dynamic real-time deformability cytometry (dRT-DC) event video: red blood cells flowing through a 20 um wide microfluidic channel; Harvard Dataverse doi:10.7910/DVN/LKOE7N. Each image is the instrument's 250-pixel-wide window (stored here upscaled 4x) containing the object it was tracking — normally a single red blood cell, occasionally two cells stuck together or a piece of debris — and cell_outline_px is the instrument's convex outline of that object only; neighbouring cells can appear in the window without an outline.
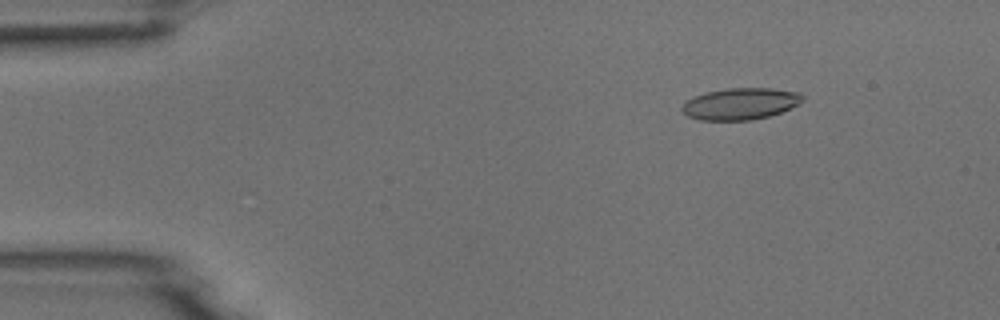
{"species": "common noctule bat (a hibernating species)", "species_latin": "Nyctalus noctula", "temperature_condition": "room temperature", "stored_images_in_passage": 48, "camera_frame_rate_fps": 3000, "um_per_image_px": 0.085, "animal": {"sex": "male", "body_mass_g": 18.8}, "frame": {"image": 1, "passage_image": 2, "time_ms": 0.333, "image_size_px": [1000, 320], "cell_outline_px": [[804, 100], [780, 112], [768, 116], [752, 120], [700, 120], [688, 116], [680, 108], [684, 100], [692, 96], [704, 92], [728, 88], [772, 88], [800, 92], [804, 96]], "centroid_in_image_um": [62.88, 8.81], "position_along_channel_um": 22.1, "area_um2": 22.37}}
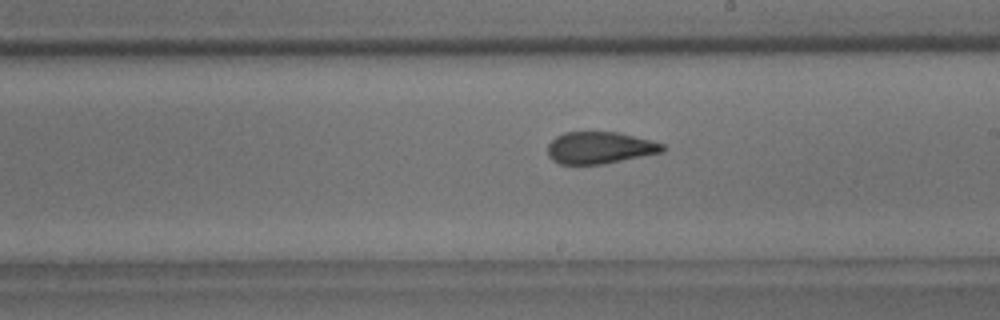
{"frame": {"image": 2, "passage_image": 25, "time_ms": 8.0, "image_size_px": [1000, 320], "cell_outline_px": [[668, 148], [664, 152], [604, 164], [560, 164], [552, 160], [548, 156], [548, 144], [556, 136], [564, 132], [620, 132], [652, 140], [664, 144]], "centroid_in_image_um": [51.03, 12.56], "position_along_channel_um": 238.0, "area_um2": 21.68}}
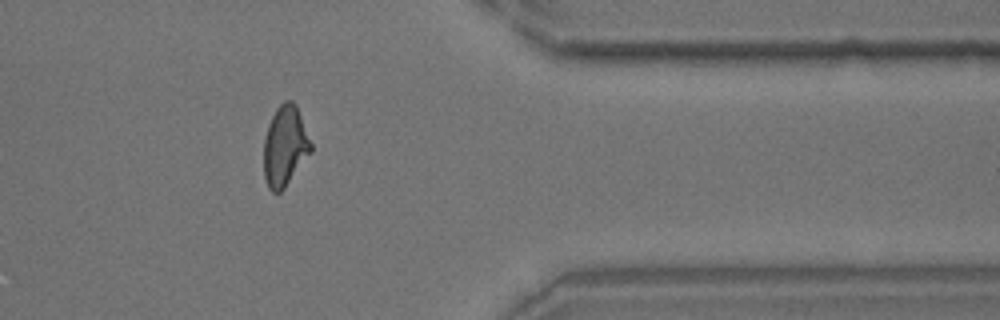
{"frame": {"image": 3, "passage_image": 38, "time_ms": 12.333, "image_size_px": [1000, 320], "cell_outline_px": [[312, 152], [284, 188], [280, 192], [272, 192], [268, 188], [264, 176], [264, 140], [268, 124], [276, 108], [284, 100], [292, 100], [296, 104], [312, 144]], "centroid_in_image_um": [24.22, 12.41], "position_along_channel_um": 387.2, "area_um2": 22.14}}